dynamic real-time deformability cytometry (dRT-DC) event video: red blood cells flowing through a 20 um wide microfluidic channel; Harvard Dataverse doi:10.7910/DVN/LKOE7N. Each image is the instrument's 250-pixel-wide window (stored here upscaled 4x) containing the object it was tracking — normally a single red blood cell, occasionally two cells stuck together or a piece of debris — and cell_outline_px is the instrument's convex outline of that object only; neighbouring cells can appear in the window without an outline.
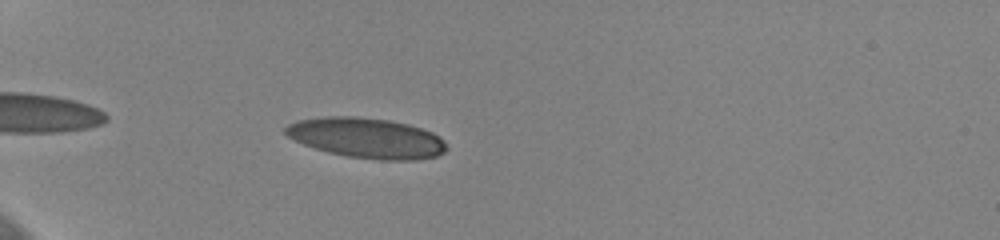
{"species": "human", "species_latin": "Homo sapiens", "temperature_condition": "cold", "stored_images_in_passage": 28, "camera_frame_rate_fps": 3000, "um_per_image_px": 0.085, "donor": {"sex": "female"}, "frame": {"image": 1, "passage_image": 5, "time_ms": 1.333, "image_size_px": [1000, 240], "cell_outline_px": [[448, 148], [444, 152], [436, 156], [416, 160], [380, 160], [348, 156], [328, 152], [304, 144], [288, 136], [284, 132], [284, 128], [288, 124], [296, 120], [324, 116], [356, 116], [388, 120], [408, 124], [432, 132], [444, 140]], "centroid_in_image_um": [31.17, 11.72], "position_along_channel_um": 53.8, "area_um2": 37.74}}
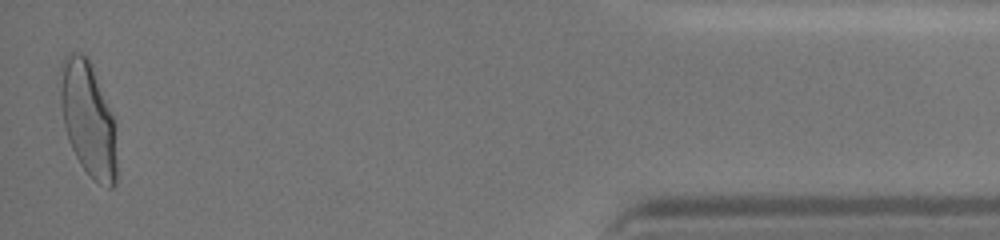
{"frame": {"image": 2, "passage_image": 28, "time_ms": 9.0, "image_size_px": [1000, 240], "cell_outline_px": [[116, 184], [112, 188], [108, 188], [100, 184], [80, 164], [68, 140], [64, 124], [60, 104], [56, 80], [60, 64], [64, 56], [68, 52], [84, 52], [88, 56], [112, 116], [116, 160]], "centroid_in_image_um": [7.41, 10.02], "position_along_channel_um": 427.8, "area_um2": 37.8}, "authors_computed_cell_mechanics": {"area_um2": 36.6452, "velocity_mm_per_s": 3.6697, "shape_relaxation_time_tau1_ms": null, "shape_relaxation_time_tau2_ms": 0.6985, "deformation_change_tau1": null, "deformation_change_tau2": 0.0619}}